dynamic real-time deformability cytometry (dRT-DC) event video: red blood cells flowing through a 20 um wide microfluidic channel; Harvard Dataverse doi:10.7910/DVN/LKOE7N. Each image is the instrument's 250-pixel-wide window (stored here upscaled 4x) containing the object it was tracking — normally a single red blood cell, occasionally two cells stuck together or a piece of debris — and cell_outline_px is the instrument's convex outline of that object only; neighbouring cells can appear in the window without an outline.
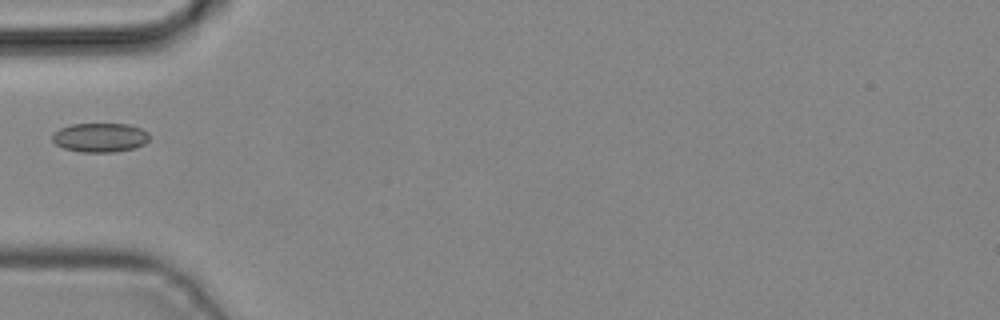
{"species": "common noctule bat (a hibernating species)", "species_latin": "Nyctalus noctula", "temperature_condition": "cold", "stored_images_in_passage": 1, "camera_frame_rate_fps": 3000, "um_per_image_px": 0.085, "animal": {"sex": "male", "body_mass_g": 19.2, "forearm_length_mm": 51.8}, "frame": {"image": 1, "passage_image": 1, "time_ms": 0.0, "image_size_px": [1000, 320], "cell_outline_px": [[148, 140], [144, 144], [136, 148], [116, 152], [80, 152], [64, 148], [56, 144], [52, 140], [52, 132], [60, 128], [72, 124], [128, 124], [140, 128], [148, 132]], "centroid_in_image_um": [8.49, 11.69], "position_along_channel_um": 76.5, "area_um2": 16.59}}